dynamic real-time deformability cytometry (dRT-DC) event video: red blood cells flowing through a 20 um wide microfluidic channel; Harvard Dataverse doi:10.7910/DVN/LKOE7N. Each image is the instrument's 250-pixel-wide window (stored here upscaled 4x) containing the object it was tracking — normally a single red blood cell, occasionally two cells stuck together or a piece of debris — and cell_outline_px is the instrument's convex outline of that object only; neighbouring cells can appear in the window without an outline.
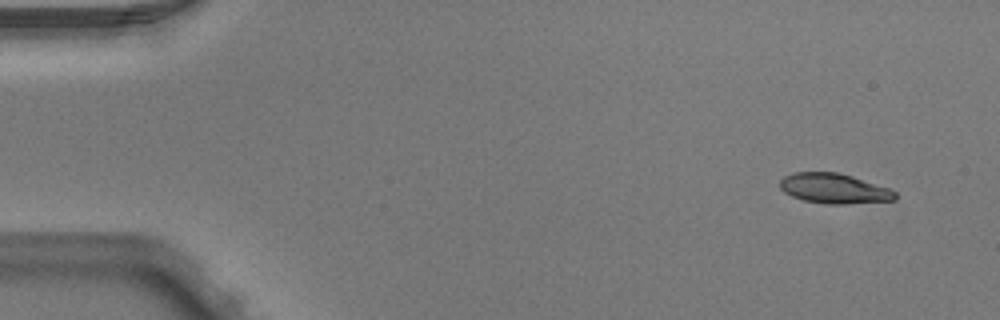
{"species": "Egyptian fruit bat (a non-hibernating species)", "species_latin": "Rousettus aegyptiacus", "temperature_condition": "warm", "stored_images_in_passage": 4, "camera_frame_rate_fps": 3000, "um_per_image_px": 0.085, "animal": {"sex": "male"}, "frame": {"image": 1, "passage_image": 1, "time_ms": 0.0, "image_size_px": [1000, 320], "cell_outline_px": [[896, 200], [844, 204], [824, 204], [804, 200], [792, 196], [784, 192], [780, 188], [780, 180], [784, 176], [796, 172], [836, 172], [852, 176], [892, 188], [896, 192]], "centroid_in_image_um": [70.93, 16.02], "position_along_channel_um": 14.1, "area_um2": 20.29}}